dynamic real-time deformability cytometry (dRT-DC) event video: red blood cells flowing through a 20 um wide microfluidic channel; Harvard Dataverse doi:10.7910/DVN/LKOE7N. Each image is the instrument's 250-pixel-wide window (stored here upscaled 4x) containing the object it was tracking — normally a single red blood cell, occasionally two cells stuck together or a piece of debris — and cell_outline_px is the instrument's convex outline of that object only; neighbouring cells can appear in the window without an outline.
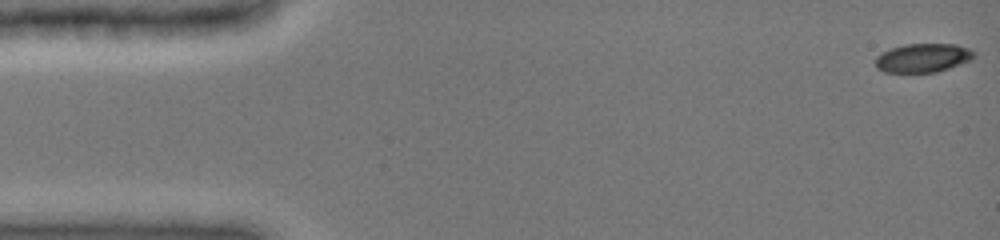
{"species": "common noctule bat (a hibernating species)", "species_latin": "Nyctalus noctula", "temperature_condition": "cold", "stored_images_in_passage": 34, "camera_frame_rate_fps": 3000, "um_per_image_px": 0.085, "animal": {"sex": "female", "body_mass_g": 19.0, "forearm_length_mm": 51.5}, "frame": {"image": 1, "passage_image": 1, "time_ms": 0.0, "image_size_px": [1000, 240], "cell_outline_px": [[976, 56], [960, 64], [936, 72], [884, 72], [876, 68], [876, 56], [892, 48], [904, 44], [956, 44], [972, 48], [976, 52]], "centroid_in_image_um": [78.48, 4.91], "position_along_channel_um": 6.5, "area_um2": 16.53}}
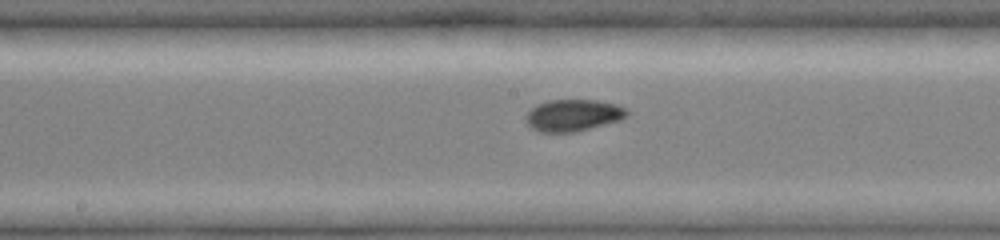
{"frame": {"image": 2, "passage_image": 15, "time_ms": 8.0, "image_size_px": [1000, 240], "cell_outline_px": [[628, 116], [620, 120], [576, 132], [540, 132], [532, 128], [528, 124], [524, 116], [536, 104], [548, 100], [596, 100], [616, 104], [624, 108], [628, 112]], "centroid_in_image_um": [48.7, 9.8], "position_along_channel_um": 199.5, "area_um2": 18.73}}
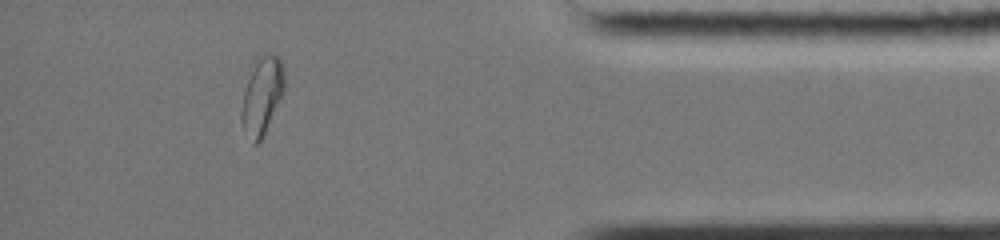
{"frame": {"image": 3, "passage_image": 29, "time_ms": 14.0, "image_size_px": [1000, 240], "cell_outline_px": [[284, 92], [260, 140], [256, 144], [252, 144], [240, 120], [240, 108], [244, 92], [248, 80], [256, 64], [264, 56], [276, 56], [284, 64]], "centroid_in_image_um": [22.27, 8.2], "position_along_channel_um": 412.9, "area_um2": 18.5}, "authors_computed_cell_mechanics": {"area_um2": 18.1492, "velocity_mm_per_s": 3.9778, "shape_relaxation_time_tau1_ms": 6.7435, "shape_relaxation_time_tau2_ms": 1.9968, "deformation_change_tau1": 0.1702, "deformation_change_tau2": 0.0381}}